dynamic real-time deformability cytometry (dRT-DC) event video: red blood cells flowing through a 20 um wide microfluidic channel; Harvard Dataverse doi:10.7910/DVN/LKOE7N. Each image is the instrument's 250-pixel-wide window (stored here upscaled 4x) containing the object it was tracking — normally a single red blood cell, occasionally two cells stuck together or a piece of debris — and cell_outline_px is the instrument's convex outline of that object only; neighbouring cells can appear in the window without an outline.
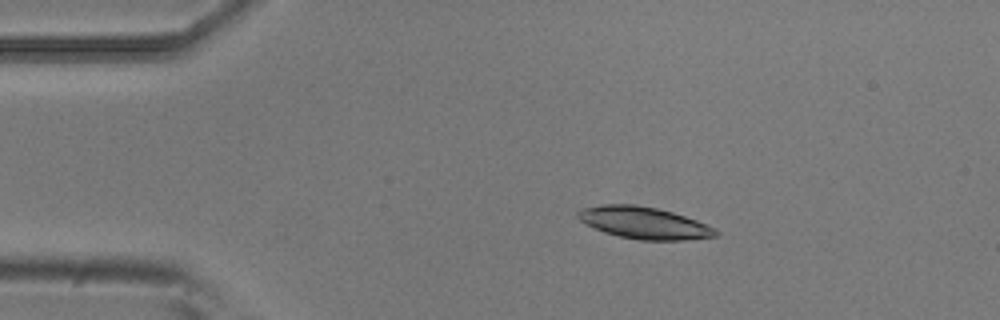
{"species": "common noctule bat (a hibernating species)", "species_latin": "Nyctalus noctula", "temperature_condition": "room temperature", "stored_images_in_passage": 4, "camera_frame_rate_fps": 3000, "um_per_image_px": 0.085, "animal": {"sex": "male", "body_mass_g": 20.5, "forearm_length_mm": 52.5}, "frame": {"image": 1, "passage_image": 2, "time_ms": 0.333, "image_size_px": [1000, 320], "cell_outline_px": [[720, 232], [716, 236], [684, 240], [640, 240], [620, 236], [604, 232], [580, 220], [576, 216], [576, 212], [580, 208], [604, 204], [636, 204], [656, 208], [672, 212], [696, 220]], "centroid_in_image_um": [54.7, 18.93], "position_along_channel_um": 30.3, "area_um2": 25.37}}
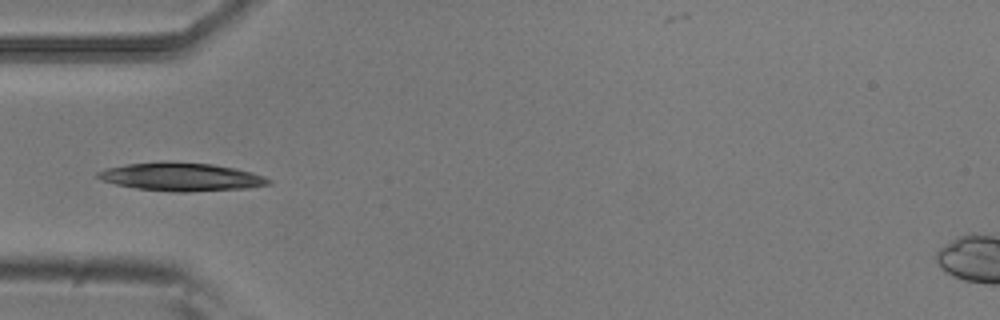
{"frame": {"image": 2, "passage_image": 4, "time_ms": 1.0, "image_size_px": [1000, 320], "cell_outline_px": [[272, 184], [248, 188], [188, 192], [176, 192], [136, 188], [116, 184], [100, 180], [96, 176], [96, 172], [108, 168], [128, 164], [212, 164], [232, 168], [264, 176], [272, 180]], "centroid_in_image_um": [15.44, 15.08], "position_along_channel_um": 69.6, "area_um2": 26.93}}